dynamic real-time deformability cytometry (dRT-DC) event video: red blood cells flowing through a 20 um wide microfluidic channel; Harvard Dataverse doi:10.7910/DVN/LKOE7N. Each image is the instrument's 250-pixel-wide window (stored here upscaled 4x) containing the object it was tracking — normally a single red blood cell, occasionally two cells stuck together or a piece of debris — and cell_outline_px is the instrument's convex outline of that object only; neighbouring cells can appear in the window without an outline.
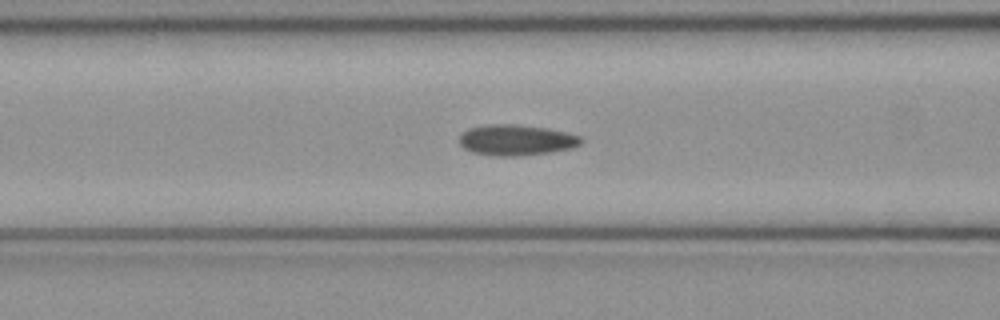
{"species": "common noctule bat (a hibernating species)", "species_latin": "Nyctalus noctula", "temperature_condition": "cold", "stored_images_in_passage": 33, "camera_frame_rate_fps": 3000, "um_per_image_px": 0.085, "animal": {"sex": "female", "body_mass_g": 21.9}, "frame": {"image": 1, "passage_image": 10, "time_ms": 3.0, "image_size_px": [1000, 320], "cell_outline_px": [[584, 140], [580, 144], [572, 148], [548, 152], [516, 156], [496, 156], [472, 152], [464, 148], [460, 144], [460, 132], [468, 128], [484, 124], [516, 124], [548, 128], [568, 132], [580, 136]], "centroid_in_image_um": [43.87, 11.88], "position_along_channel_um": 122.7, "area_um2": 22.02}}
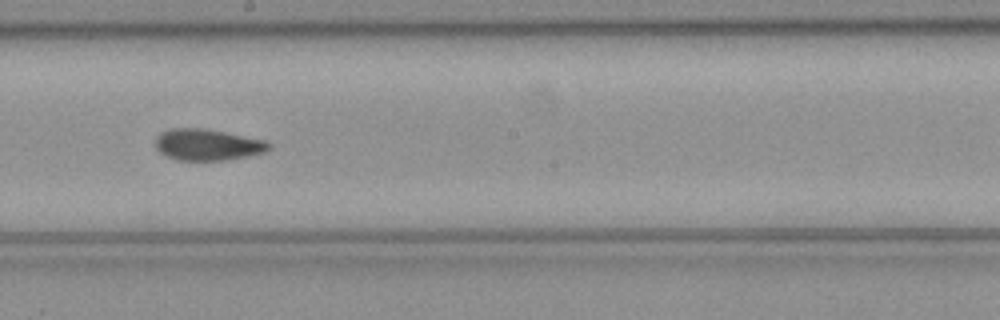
{"frame": {"image": 2, "passage_image": 18, "time_ms": 5.667, "image_size_px": [1000, 320], "cell_outline_px": [[272, 144], [264, 152], [248, 156], [228, 160], [180, 160], [168, 156], [160, 152], [156, 148], [156, 136], [160, 132], [168, 128], [208, 128], [264, 140]], "centroid_in_image_um": [17.62, 12.28], "position_along_channel_um": 230.6, "area_um2": 20.81}}
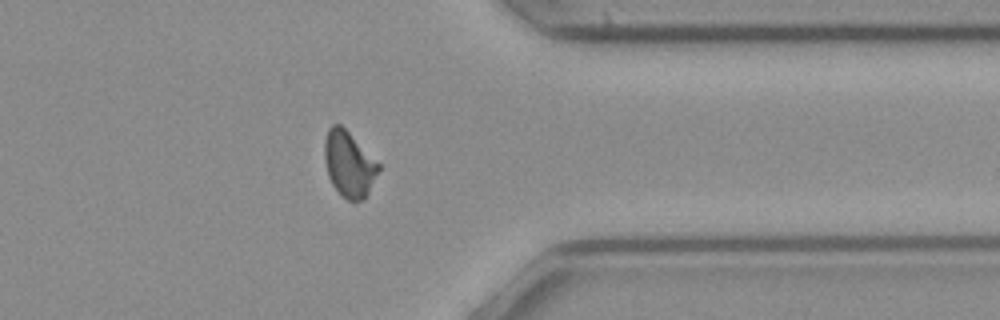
{"frame": {"image": 3, "passage_image": 30, "time_ms": 9.667, "image_size_px": [1000, 320], "cell_outline_px": [[380, 168], [368, 192], [360, 200], [348, 200], [332, 184], [328, 176], [324, 160], [324, 140], [328, 128], [332, 124], [340, 124], [380, 164]], "centroid_in_image_um": [29.63, 13.91], "position_along_channel_um": 381.8, "area_um2": 20.23}}